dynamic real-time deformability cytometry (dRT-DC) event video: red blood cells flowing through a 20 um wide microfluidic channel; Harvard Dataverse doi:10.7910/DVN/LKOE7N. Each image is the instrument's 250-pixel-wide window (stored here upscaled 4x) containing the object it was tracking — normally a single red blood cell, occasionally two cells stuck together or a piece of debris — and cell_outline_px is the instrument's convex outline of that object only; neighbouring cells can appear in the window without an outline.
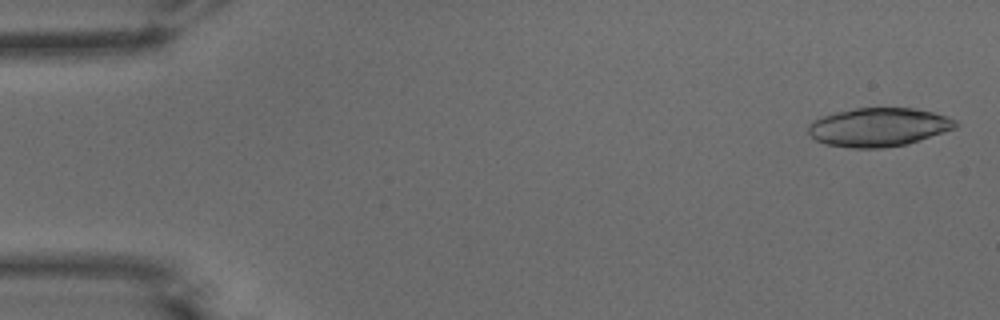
{"species": "common noctule bat (a hibernating species)", "species_latin": "Nyctalus noctula", "temperature_condition": "warm", "stored_images_in_passage": 14, "camera_frame_rate_fps": 3000, "um_per_image_px": 0.085, "animal": {"sex": "male", "body_mass_g": 15.6}, "frame": {"image": 1, "passage_image": 1, "time_ms": 0.0, "image_size_px": [1000, 320], "cell_outline_px": [[960, 124], [956, 128], [908, 144], [884, 148], [852, 148], [824, 144], [816, 140], [808, 132], [808, 124], [812, 120], [836, 112], [856, 108], [916, 108], [932, 112], [956, 120]], "centroid_in_image_um": [74.68, 10.81], "position_along_channel_um": 10.3, "area_um2": 33.23}}